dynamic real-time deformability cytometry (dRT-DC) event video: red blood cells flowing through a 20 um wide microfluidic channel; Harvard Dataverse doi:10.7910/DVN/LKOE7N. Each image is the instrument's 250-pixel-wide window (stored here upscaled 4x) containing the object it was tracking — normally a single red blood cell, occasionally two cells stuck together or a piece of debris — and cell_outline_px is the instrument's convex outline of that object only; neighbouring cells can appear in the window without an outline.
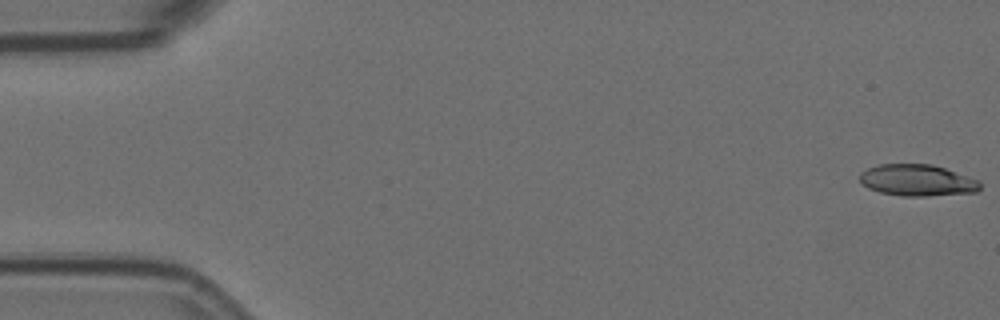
{"species": "Egyptian fruit bat (a non-hibernating species)", "species_latin": "Rousettus aegyptiacus", "temperature_condition": "room temperature", "stored_images_in_passage": 8, "camera_frame_rate_fps": 3000, "um_per_image_px": 0.085, "animal": {"sex": "female"}, "frame": {"image": 1, "passage_image": 1, "time_ms": 0.0, "image_size_px": [1000, 320], "cell_outline_px": [[980, 188], [976, 192], [924, 196], [900, 196], [880, 192], [868, 188], [860, 180], [860, 172], [868, 168], [880, 164], [932, 164], [980, 180]], "centroid_in_image_um": [77.97, 15.32], "position_along_channel_um": 7.0, "area_um2": 22.02}}
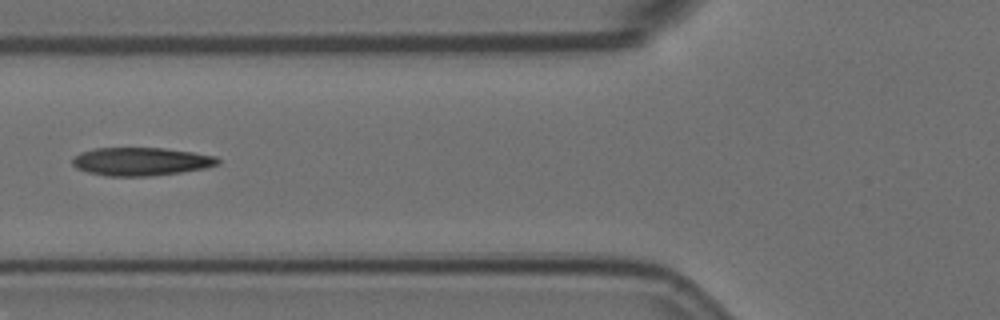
{"frame": {"image": 2, "passage_image": 7, "time_ms": 2.0, "image_size_px": [1000, 320], "cell_outline_px": [[220, 164], [204, 168], [180, 172], [152, 176], [104, 176], [88, 172], [76, 168], [72, 164], [72, 160], [80, 152], [96, 148], [164, 148], [192, 152], [216, 156], [220, 160]], "centroid_in_image_um": [11.98, 13.73], "position_along_channel_um": 113.8, "area_um2": 23.87}}
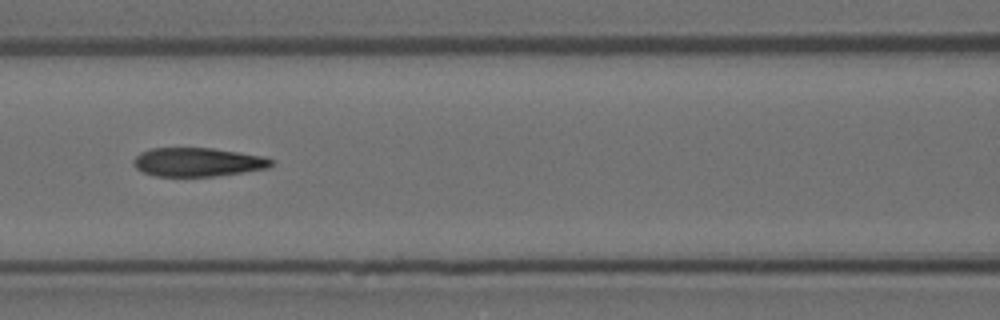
{"frame": {"image": 3, "passage_image": 8, "time_ms": 2.333, "image_size_px": [1000, 320], "cell_outline_px": [[276, 160], [268, 168], [212, 176], [156, 176], [144, 172], [136, 168], [132, 164], [132, 160], [140, 152], [152, 148], [212, 148], [264, 156]], "centroid_in_image_um": [16.79, 13.77], "position_along_channel_um": 149.8, "area_um2": 23.0}}